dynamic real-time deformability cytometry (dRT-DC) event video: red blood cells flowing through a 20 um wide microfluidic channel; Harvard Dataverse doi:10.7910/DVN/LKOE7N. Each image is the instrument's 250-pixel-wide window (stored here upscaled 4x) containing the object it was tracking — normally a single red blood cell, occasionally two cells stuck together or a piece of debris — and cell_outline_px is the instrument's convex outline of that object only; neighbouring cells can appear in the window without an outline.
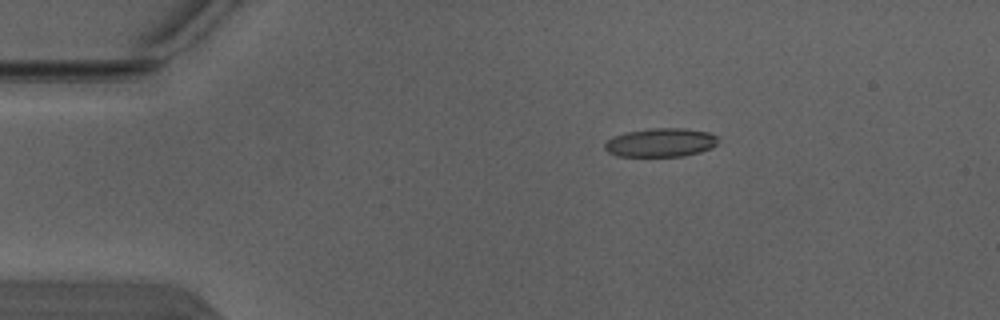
{"species": "Egyptian fruit bat (a non-hibernating species)", "species_latin": "Rousettus aegyptiacus", "temperature_condition": "warm", "stored_images_in_passage": 2, "camera_frame_rate_fps": 3000, "um_per_image_px": 0.085, "animal": {"sex": "male"}, "frame": {"image": 1, "passage_image": 1, "time_ms": 0.0, "image_size_px": [1000, 320], "cell_outline_px": [[716, 144], [712, 148], [700, 152], [684, 156], [616, 156], [608, 152], [604, 148], [604, 144], [612, 136], [624, 132], [648, 128], [684, 128], [708, 132], [716, 136]], "centroid_in_image_um": [56.12, 12.11], "position_along_channel_um": 28.9, "area_um2": 19.07}}